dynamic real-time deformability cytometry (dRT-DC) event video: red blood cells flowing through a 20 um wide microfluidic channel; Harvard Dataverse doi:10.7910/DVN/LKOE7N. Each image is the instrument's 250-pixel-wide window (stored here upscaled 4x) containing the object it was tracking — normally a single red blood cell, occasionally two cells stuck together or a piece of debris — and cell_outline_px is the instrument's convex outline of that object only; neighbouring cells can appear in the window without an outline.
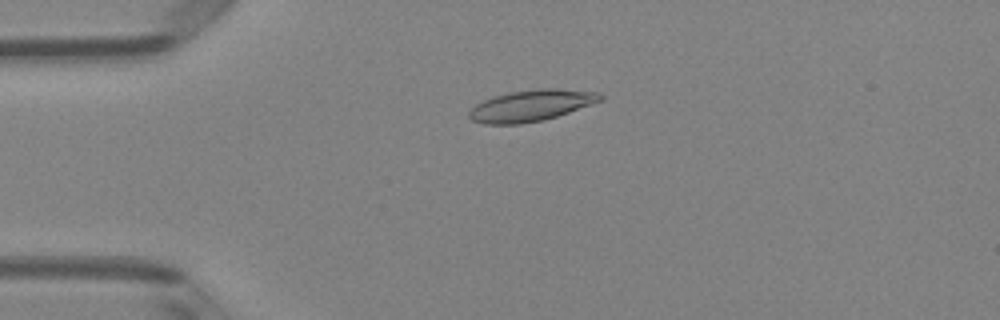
{"species": "Egyptian fruit bat (a non-hibernating species)", "species_latin": "Rousettus aegyptiacus", "temperature_condition": "room temperature", "stored_images_in_passage": 51, "camera_frame_rate_fps": 3000, "um_per_image_px": 0.085, "animal": {"sex": "female"}, "frame": {"image": 1, "passage_image": 12, "time_ms": 3.667, "image_size_px": [1000, 320], "cell_outline_px": [[604, 96], [600, 100], [568, 112], [544, 120], [520, 124], [484, 124], [472, 120], [468, 116], [468, 112], [476, 104], [484, 100], [508, 92], [540, 88], [556, 88], [600, 92]], "centroid_in_image_um": [45.12, 8.97], "position_along_channel_um": 39.9, "area_um2": 23.76}}
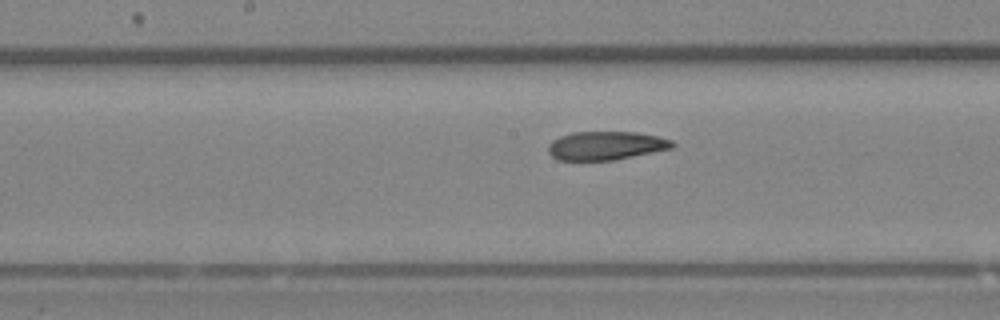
{"frame": {"image": 2, "passage_image": 26, "time_ms": 8.333, "image_size_px": [1000, 320], "cell_outline_px": [[676, 144], [672, 148], [612, 160], [556, 160], [548, 152], [548, 144], [552, 140], [560, 136], [572, 132], [636, 132], [656, 136], [672, 140]], "centroid_in_image_um": [51.46, 12.37], "position_along_channel_um": 196.7, "area_um2": 20.58}}
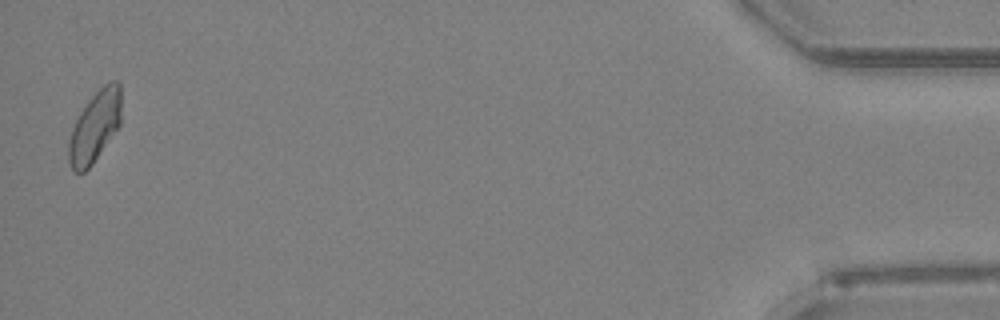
{"frame": {"image": 3, "passage_image": 50, "time_ms": 16.333, "image_size_px": [1000, 320], "cell_outline_px": [[120, 124], [92, 164], [84, 172], [76, 172], [72, 168], [68, 160], [68, 144], [72, 128], [80, 112], [88, 100], [104, 84], [112, 80], [120, 80]], "centroid_in_image_um": [8.05, 10.74], "position_along_channel_um": 427.1, "area_um2": 21.44}, "authors_computed_cell_mechanics": {"area_um2": 21.9062, "velocity_mm_per_s": 3.9967, "shape_relaxation_time_tau1_ms": null, "shape_relaxation_time_tau2_ms": 3.1699, "deformation_change_tau1": null, "deformation_change_tau2": 0.0865}}